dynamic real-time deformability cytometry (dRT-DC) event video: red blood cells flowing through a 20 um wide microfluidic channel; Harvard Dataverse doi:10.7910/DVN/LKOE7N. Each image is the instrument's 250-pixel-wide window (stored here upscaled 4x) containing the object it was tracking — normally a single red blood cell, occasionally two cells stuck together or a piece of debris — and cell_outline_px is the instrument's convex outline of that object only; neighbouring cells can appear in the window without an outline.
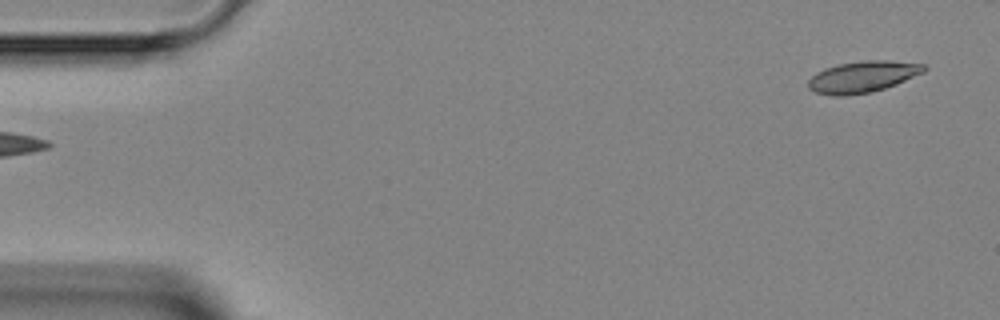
{"species": "Egyptian fruit bat (a non-hibernating species)", "species_latin": "Rousettus aegyptiacus", "temperature_condition": "room temperature", "stored_images_in_passage": 4, "segment_of_instrument_passage": [2, 2], "camera_frame_rate_fps": 3000, "um_per_image_px": 0.085, "animal": {"sex": "female"}, "frame": {"image": 1, "passage_image": 4, "time_ms": 4.333, "image_size_px": [1000, 320], "cell_outline_px": [[928, 68], [924, 72], [896, 84], [884, 88], [868, 92], [844, 96], [832, 96], [816, 92], [808, 88], [808, 80], [816, 72], [824, 68], [836, 64], [864, 60], [888, 60], [924, 64]], "centroid_in_image_um": [73.31, 6.51], "position_along_channel_um": 11.7, "area_um2": 21.21}}